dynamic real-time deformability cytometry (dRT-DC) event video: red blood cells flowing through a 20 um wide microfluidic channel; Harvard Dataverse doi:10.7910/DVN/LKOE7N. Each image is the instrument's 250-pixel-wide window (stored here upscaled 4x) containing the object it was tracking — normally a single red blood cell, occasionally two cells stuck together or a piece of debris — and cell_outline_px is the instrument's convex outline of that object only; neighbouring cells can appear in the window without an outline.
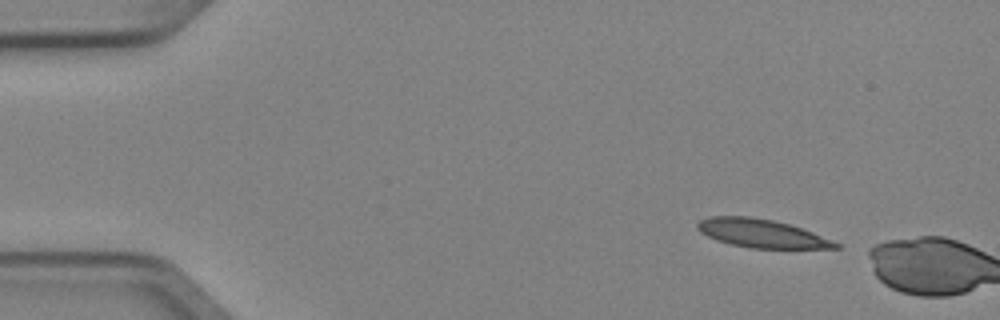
{"species": "Egyptian fruit bat (a non-hibernating species)", "species_latin": "Rousettus aegyptiacus", "temperature_condition": "cold", "stored_images_in_passage": 2, "camera_frame_rate_fps": 3000, "um_per_image_px": 0.085, "animal": {"sex": "female"}, "frame": {"image": 1, "passage_image": 1, "time_ms": 0.0, "image_size_px": [1000, 320], "cell_outline_px": [[840, 248], [748, 248], [716, 240], [700, 232], [696, 228], [696, 224], [700, 220], [708, 216], [748, 216], [772, 220], [788, 224], [812, 232], [832, 240], [840, 244]], "centroid_in_image_um": [64.69, 19.83], "position_along_channel_um": 20.3, "area_um2": 22.66}}